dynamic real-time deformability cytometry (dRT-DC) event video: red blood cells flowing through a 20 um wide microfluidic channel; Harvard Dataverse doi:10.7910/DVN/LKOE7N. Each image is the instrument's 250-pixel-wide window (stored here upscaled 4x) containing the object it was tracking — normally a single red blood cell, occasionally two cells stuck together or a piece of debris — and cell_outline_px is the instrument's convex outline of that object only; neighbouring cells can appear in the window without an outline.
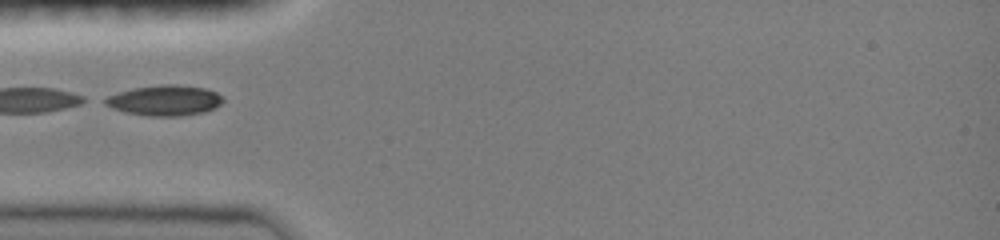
{"species": "common noctule bat (a hibernating species)", "species_latin": "Nyctalus noctula", "temperature_condition": "room temperature", "stored_images_in_passage": 32, "camera_frame_rate_fps": 3000, "um_per_image_px": 0.085, "animal": {"sex": "female", "body_mass_g": 19.0, "forearm_length_mm": 51.5}, "frame": {"image": 1, "passage_image": 1, "time_ms": 0.0, "image_size_px": [1000, 240], "cell_outline_px": [[224, 100], [220, 104], [204, 112], [180, 116], [148, 116], [124, 112], [112, 108], [104, 104], [100, 100], [108, 96], [132, 88], [160, 84], [176, 84], [204, 88], [216, 92], [224, 96]], "centroid_in_image_um": [13.97, 8.53], "position_along_channel_um": 71.0, "area_um2": 21.04}}
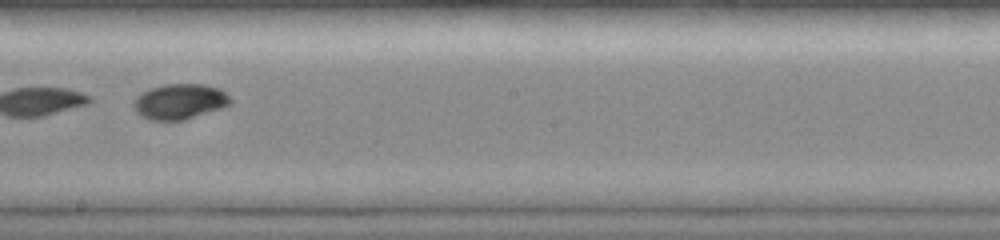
{"frame": {"image": 2, "passage_image": 13, "time_ms": 4.0, "image_size_px": [1000, 240], "cell_outline_px": [[232, 104], [184, 120], [152, 120], [136, 112], [132, 104], [136, 96], [148, 88], [164, 84], [204, 84], [220, 88], [232, 100]], "centroid_in_image_um": [15.26, 8.61], "position_along_channel_um": 232.9, "area_um2": 19.94}}
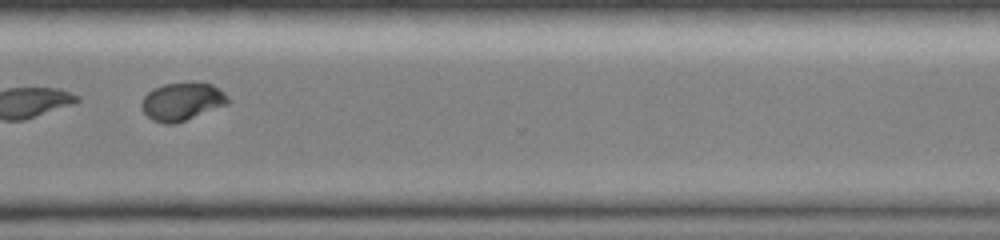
{"frame": {"image": 3, "passage_image": 22, "time_ms": 7.0, "image_size_px": [1000, 240], "cell_outline_px": [[232, 100], [228, 104], [184, 120], [172, 124], [164, 124], [152, 120], [140, 108], [140, 104], [144, 96], [152, 88], [164, 84], [212, 84], [224, 92]], "centroid_in_image_um": [15.45, 8.64], "position_along_channel_um": 355.1, "area_um2": 18.79}}